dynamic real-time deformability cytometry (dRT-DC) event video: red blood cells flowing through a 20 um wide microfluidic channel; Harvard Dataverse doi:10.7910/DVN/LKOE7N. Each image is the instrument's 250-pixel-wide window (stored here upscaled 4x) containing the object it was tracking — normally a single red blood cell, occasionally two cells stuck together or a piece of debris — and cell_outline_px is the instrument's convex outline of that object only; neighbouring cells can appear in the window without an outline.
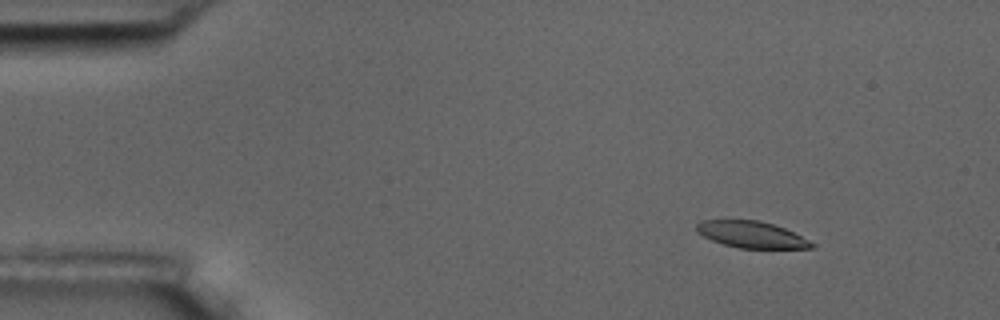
{"species": "common noctule bat (a hibernating species)", "species_latin": "Nyctalus noctula", "temperature_condition": "room temperature", "stored_images_in_passage": 6, "camera_frame_rate_fps": 3000, "um_per_image_px": 0.085, "animal": {"sex": "male", "body_mass_g": 17.5, "forearm_length_mm": 52.3}, "frame": {"image": 1, "passage_image": 3, "time_ms": 2.333, "image_size_px": [1000, 320], "cell_outline_px": [[816, 248], [740, 248], [724, 244], [712, 240], [696, 232], [696, 224], [700, 220], [760, 220], [784, 228], [816, 244]], "centroid_in_image_um": [63.86, 19.93], "position_along_channel_um": 21.1, "area_um2": 17.69}}
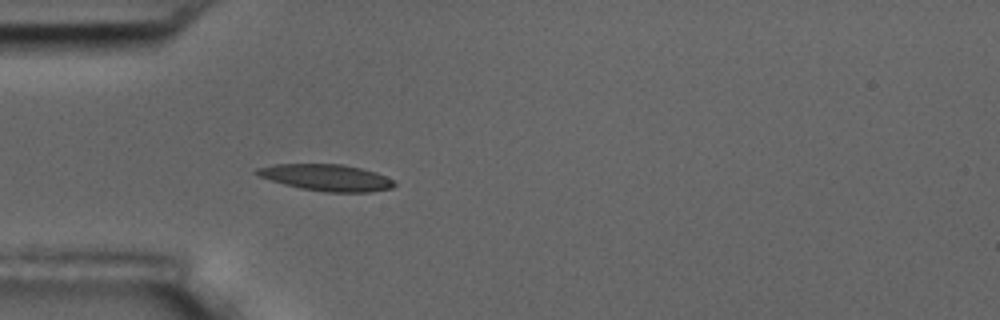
{"frame": {"image": 2, "passage_image": 6, "time_ms": 5.667, "image_size_px": [1000, 320], "cell_outline_px": [[396, 184], [392, 188], [368, 192], [328, 192], [300, 188], [284, 184], [260, 176], [252, 172], [256, 168], [276, 164], [344, 164], [376, 172], [392, 180]], "centroid_in_image_um": [27.73, 15.09], "position_along_channel_um": 57.3, "area_um2": 21.1}}